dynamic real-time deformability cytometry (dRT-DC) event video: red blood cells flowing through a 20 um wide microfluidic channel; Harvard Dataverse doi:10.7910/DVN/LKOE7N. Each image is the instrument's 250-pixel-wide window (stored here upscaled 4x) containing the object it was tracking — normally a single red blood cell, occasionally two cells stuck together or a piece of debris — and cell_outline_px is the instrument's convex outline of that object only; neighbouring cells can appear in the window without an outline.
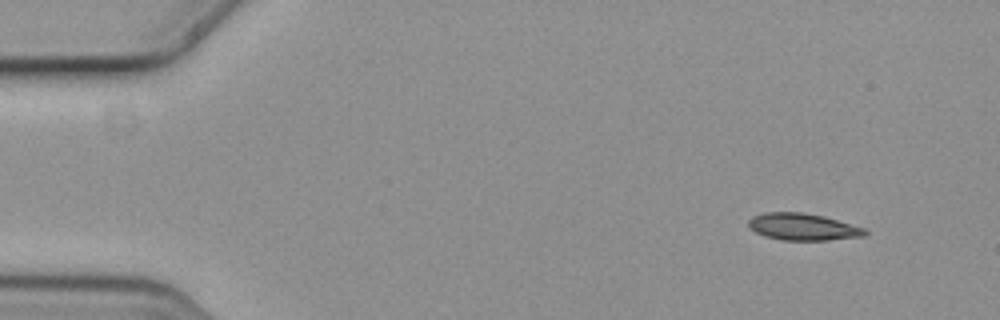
{"species": "common noctule bat (a hibernating species)", "species_latin": "Nyctalus noctula", "temperature_condition": "cold", "stored_images_in_passage": 3, "camera_frame_rate_fps": 3000, "um_per_image_px": 0.085, "animal": {"sex": "female", "body_mass_g": 19.3, "forearm_length_mm": 54.1}, "frame": {"image": 1, "passage_image": 1, "time_ms": 0.0, "image_size_px": [1000, 320], "cell_outline_px": [[868, 232], [864, 236], [828, 240], [780, 240], [764, 236], [748, 228], [748, 220], [752, 216], [764, 212], [804, 212], [824, 216], [864, 228]], "centroid_in_image_um": [68.2, 19.28], "position_along_channel_um": 16.8, "area_um2": 18.38}}